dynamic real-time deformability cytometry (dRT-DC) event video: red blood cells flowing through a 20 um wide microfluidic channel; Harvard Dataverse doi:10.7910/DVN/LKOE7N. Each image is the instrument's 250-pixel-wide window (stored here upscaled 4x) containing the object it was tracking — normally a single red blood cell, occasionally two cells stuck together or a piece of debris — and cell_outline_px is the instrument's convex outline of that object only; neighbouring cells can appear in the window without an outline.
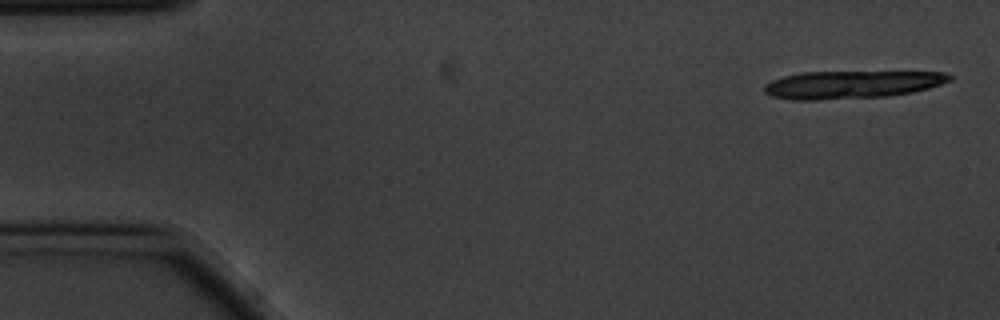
{"species": "common noctule bat (a hibernating species)", "species_latin": "Nyctalus noctula", "temperature_condition": "cold", "stored_images_in_passage": 16, "camera_frame_rate_fps": 3000, "um_per_image_px": 0.085, "animal": {"sex": "male", "body_mass_g": 20.1, "forearm_length_mm": 53.5}, "frame": {"image": 1, "passage_image": 1, "time_ms": 0.0, "image_size_px": [1000, 320], "cell_outline_px": [[952, 80], [928, 88], [912, 92], [888, 96], [816, 100], [792, 100], [772, 96], [764, 92], [764, 84], [772, 80], [784, 76], [800, 72], [944, 72], [952, 76]], "centroid_in_image_um": [72.36, 7.19], "position_along_channel_um": 12.6, "area_um2": 29.94}}